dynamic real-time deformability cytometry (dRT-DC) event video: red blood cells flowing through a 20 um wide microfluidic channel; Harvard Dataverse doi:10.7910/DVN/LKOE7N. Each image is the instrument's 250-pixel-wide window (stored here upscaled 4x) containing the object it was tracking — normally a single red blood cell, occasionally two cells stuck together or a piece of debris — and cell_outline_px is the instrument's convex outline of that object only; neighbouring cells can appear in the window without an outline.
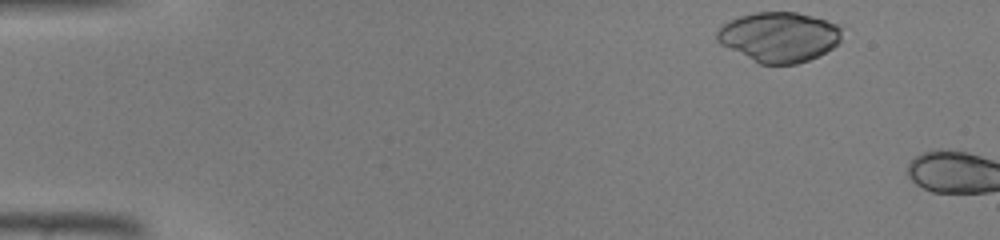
{"species": "common noctule bat (a hibernating species)", "species_latin": "Nyctalus noctula", "temperature_condition": "warm", "stored_images_in_passage": 3, "camera_frame_rate_fps": 3000, "um_per_image_px": 0.085, "animal": {"sex": "male", "body_mass_g": 19.0, "forearm_length_mm": 50.8}, "frame": {"image": 1, "passage_image": 1, "time_ms": 0.0, "image_size_px": [1000, 240], "cell_outline_px": [[840, 40], [832, 48], [808, 60], [796, 64], [760, 64], [720, 44], [716, 40], [716, 32], [724, 24], [740, 16], [756, 12], [796, 12], [812, 16], [836, 24], [840, 28]], "centroid_in_image_um": [66.19, 3.14], "position_along_channel_um": 18.8, "area_um2": 35.89}}